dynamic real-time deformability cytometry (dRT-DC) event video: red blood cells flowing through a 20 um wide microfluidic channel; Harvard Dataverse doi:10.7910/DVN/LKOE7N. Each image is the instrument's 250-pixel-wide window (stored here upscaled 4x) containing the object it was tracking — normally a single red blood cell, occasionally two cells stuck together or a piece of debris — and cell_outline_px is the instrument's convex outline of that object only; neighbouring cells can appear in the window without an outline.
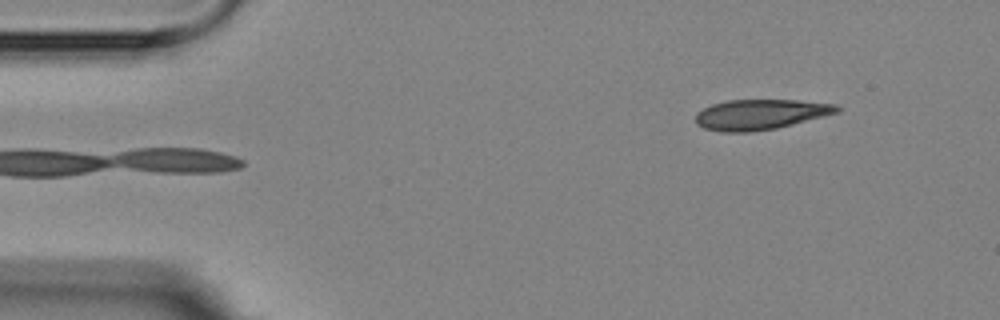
{"species": "Egyptian fruit bat (a non-hibernating species)", "species_latin": "Rousettus aegyptiacus", "temperature_condition": "room temperature", "stored_images_in_passage": 15, "camera_frame_rate_fps": 3000, "um_per_image_px": 0.085, "animal": {"sex": "female"}, "frame": {"image": 1, "passage_image": 1, "time_ms": 0.0, "image_size_px": [1000, 320], "cell_outline_px": [[840, 112], [776, 128], [748, 132], [720, 132], [704, 128], [696, 124], [696, 112], [712, 104], [728, 100], [796, 100], [836, 104], [840, 108]], "centroid_in_image_um": [64.61, 9.73], "position_along_channel_um": 20.4, "area_um2": 24.85}}
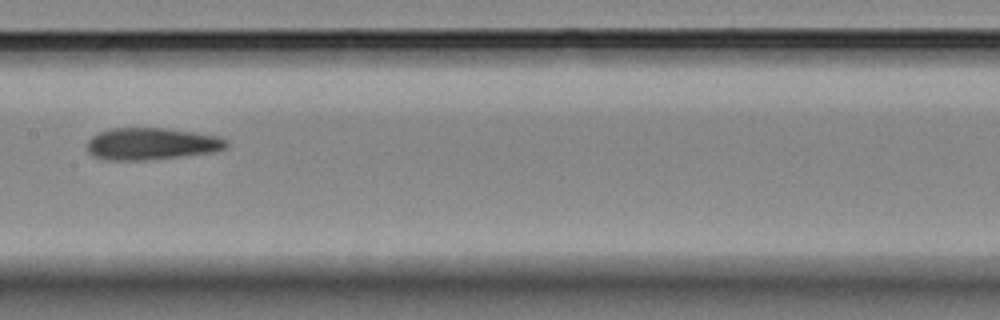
{"frame": {"image": 2, "passage_image": 7, "time_ms": 7.0, "image_size_px": [1000, 320], "cell_outline_px": [[228, 148], [212, 152], [180, 156], [144, 160], [104, 160], [92, 156], [88, 152], [88, 140], [92, 136], [100, 132], [112, 128], [164, 128], [192, 132], [216, 136], [228, 140]], "centroid_in_image_um": [12.86, 12.23], "position_along_channel_um": 194.5, "area_um2": 25.84}}
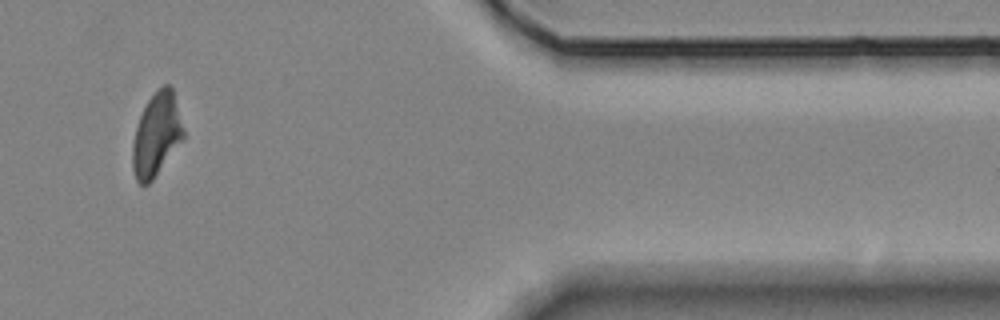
{"frame": {"image": 3, "passage_image": 13, "time_ms": 13.667, "image_size_px": [1000, 320], "cell_outline_px": [[184, 136], [152, 180], [148, 184], [140, 184], [136, 180], [132, 168], [132, 144], [136, 128], [140, 116], [148, 100], [156, 88], [164, 84], [168, 84], [172, 88], [184, 132]], "centroid_in_image_um": [13.27, 11.43], "position_along_channel_um": 398.1, "area_um2": 24.16}, "authors_computed_cell_mechanics": {"area_um2": 25.721, "velocity_mm_per_s": 3.5797, "shape_relaxation_time_tau1_ms": null, "shape_relaxation_time_tau2_ms": 3.2619, "deformation_change_tau1": null, "deformation_change_tau2": 0.1053}}